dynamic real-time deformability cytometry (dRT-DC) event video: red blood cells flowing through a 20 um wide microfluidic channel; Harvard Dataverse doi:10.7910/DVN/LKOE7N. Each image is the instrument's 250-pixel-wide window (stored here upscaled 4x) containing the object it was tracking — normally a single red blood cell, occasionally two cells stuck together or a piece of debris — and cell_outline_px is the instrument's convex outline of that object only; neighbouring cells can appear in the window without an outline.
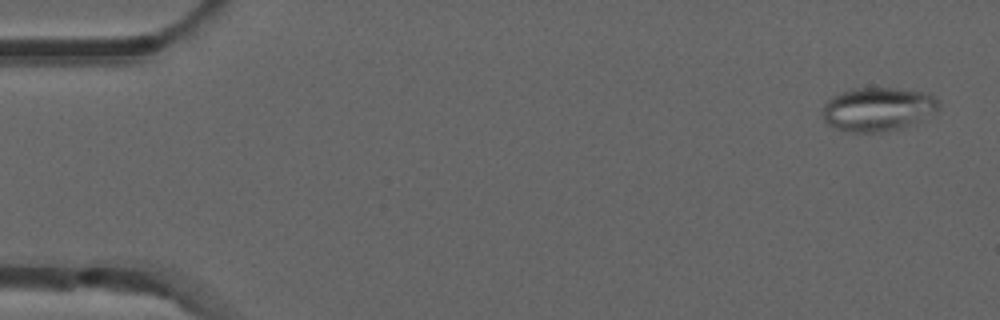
{"species": "common noctule bat (a hibernating species)", "species_latin": "Nyctalus noctula", "temperature_condition": "room temperature", "stored_images_in_passage": 52, "segment_of_instrument_passage": [1, 2], "camera_frame_rate_fps": 3000, "um_per_image_px": 0.085, "animal": {"sex": "male", "forearm_length_mm": 52.5}, "frame": {"image": 1, "passage_image": 2, "time_ms": 0.333, "image_size_px": [1000, 320], "cell_outline_px": [[940, 108], [936, 112], [900, 128], [876, 132], [848, 132], [836, 128], [828, 124], [824, 120], [820, 112], [824, 104], [832, 96], [856, 88], [892, 88], [928, 92], [936, 96], [940, 100]], "centroid_in_image_um": [74.62, 9.27], "position_along_channel_um": 10.4, "area_um2": 29.65}}